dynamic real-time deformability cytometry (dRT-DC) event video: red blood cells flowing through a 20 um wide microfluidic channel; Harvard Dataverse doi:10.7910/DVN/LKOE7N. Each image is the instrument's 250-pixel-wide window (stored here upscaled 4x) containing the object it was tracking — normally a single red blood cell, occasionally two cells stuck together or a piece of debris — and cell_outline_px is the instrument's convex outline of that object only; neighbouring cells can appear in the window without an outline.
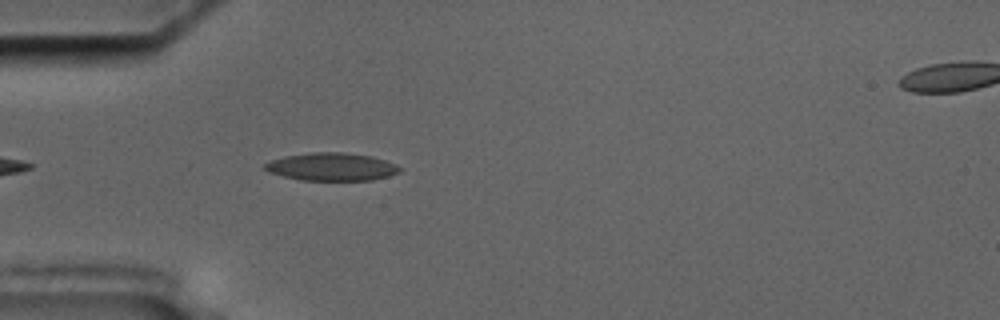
{"species": "common noctule bat (a hibernating species)", "species_latin": "Nyctalus noctula", "temperature_condition": "cold", "stored_images_in_passage": 21, "camera_frame_rate_fps": 3000, "um_per_image_px": 0.085, "animal": {"sex": "male", "body_mass_g": 17.5, "forearm_length_mm": 52.3}, "frame": {"image": 1, "passage_image": 4, "time_ms": 1.0, "image_size_px": [1000, 320], "cell_outline_px": [[400, 172], [388, 176], [372, 180], [300, 180], [268, 172], [264, 168], [264, 164], [272, 160], [284, 156], [312, 152], [344, 152], [372, 156], [396, 164], [400, 168]], "centroid_in_image_um": [28.19, 14.17], "position_along_channel_um": 56.8, "area_um2": 21.85}}
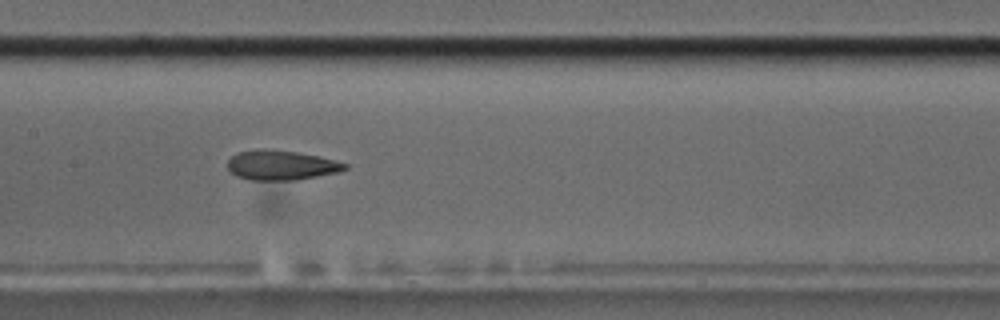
{"frame": {"image": 2, "passage_image": 15, "time_ms": 4.667, "image_size_px": [1000, 320], "cell_outline_px": [[348, 168], [340, 172], [296, 180], [248, 180], [236, 176], [228, 168], [228, 160], [236, 152], [256, 148], [264, 148], [296, 152], [320, 156], [336, 160], [348, 164]], "centroid_in_image_um": [23.9, 14.03], "position_along_channel_um": 183.5, "area_um2": 20.63}}